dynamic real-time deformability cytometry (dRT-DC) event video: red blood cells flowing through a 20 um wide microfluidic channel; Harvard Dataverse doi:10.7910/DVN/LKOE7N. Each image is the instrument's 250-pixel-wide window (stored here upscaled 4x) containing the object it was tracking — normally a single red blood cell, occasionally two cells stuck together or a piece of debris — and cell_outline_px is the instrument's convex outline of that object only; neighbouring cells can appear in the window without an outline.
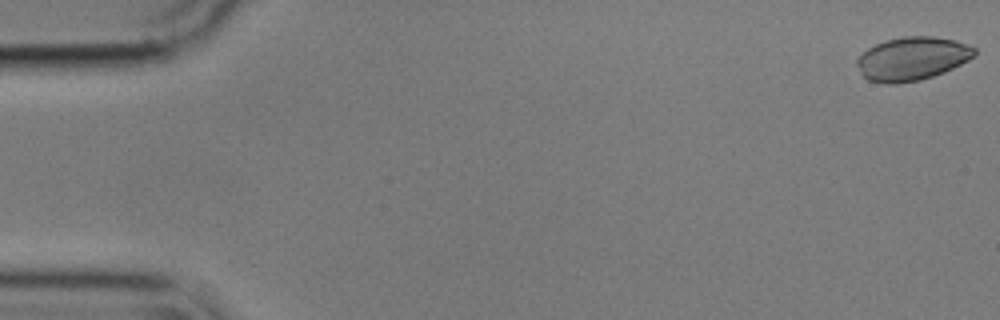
{"species": "common noctule bat (a hibernating species)", "species_latin": "Nyctalus noctula", "temperature_condition": "cold", "stored_images_in_passage": 9, "camera_frame_rate_fps": 3000, "um_per_image_px": 0.085, "animal": {"sex": "male", "body_mass_g": 17.9}, "frame": {"image": 1, "passage_image": 1, "time_ms": 0.0, "image_size_px": [1000, 320], "cell_outline_px": [[976, 52], [968, 60], [944, 72], [920, 80], [896, 84], [884, 84], [868, 80], [860, 72], [856, 64], [856, 60], [868, 48], [884, 40], [904, 36], [932, 36], [956, 40], [968, 44], [976, 48]], "centroid_in_image_um": [77.52, 4.98], "position_along_channel_um": 7.5, "area_um2": 29.77}}